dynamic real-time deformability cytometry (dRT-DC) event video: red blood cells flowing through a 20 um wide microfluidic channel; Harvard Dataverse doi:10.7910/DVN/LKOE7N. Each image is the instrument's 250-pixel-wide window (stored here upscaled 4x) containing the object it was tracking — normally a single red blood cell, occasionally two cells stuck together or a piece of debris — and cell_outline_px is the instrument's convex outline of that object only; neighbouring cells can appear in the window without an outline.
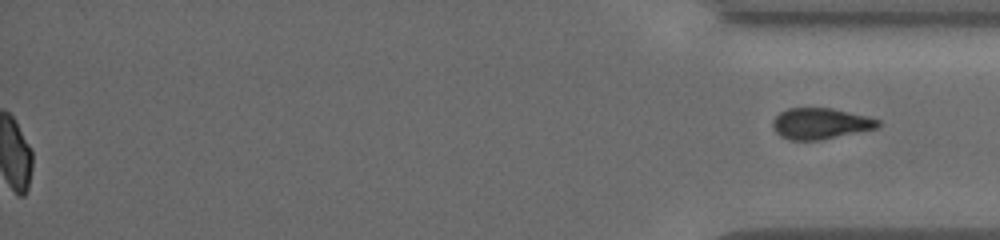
{"species": "common noctule bat (a hibernating species)", "species_latin": "Nyctalus noctula", "temperature_condition": "cold", "stored_images_in_passage": 41, "segment_of_instrument_passage": [2, 2], "camera_frame_rate_fps": 3000, "um_per_image_px": 0.085, "animal": {"sex": "female", "body_mass_g": 19.5, "forearm_length_mm": 54.1}, "frame": {"image": 1, "passage_image": 41, "time_ms": 13.333, "image_size_px": [1000, 240], "cell_outline_px": [[880, 124], [876, 128], [820, 140], [788, 140], [780, 136], [772, 128], [772, 124], [776, 116], [780, 112], [788, 108], [832, 108], [880, 120]], "centroid_in_image_um": [69.69, 10.51], "position_along_channel_um": 365.5, "area_um2": 18.84}}